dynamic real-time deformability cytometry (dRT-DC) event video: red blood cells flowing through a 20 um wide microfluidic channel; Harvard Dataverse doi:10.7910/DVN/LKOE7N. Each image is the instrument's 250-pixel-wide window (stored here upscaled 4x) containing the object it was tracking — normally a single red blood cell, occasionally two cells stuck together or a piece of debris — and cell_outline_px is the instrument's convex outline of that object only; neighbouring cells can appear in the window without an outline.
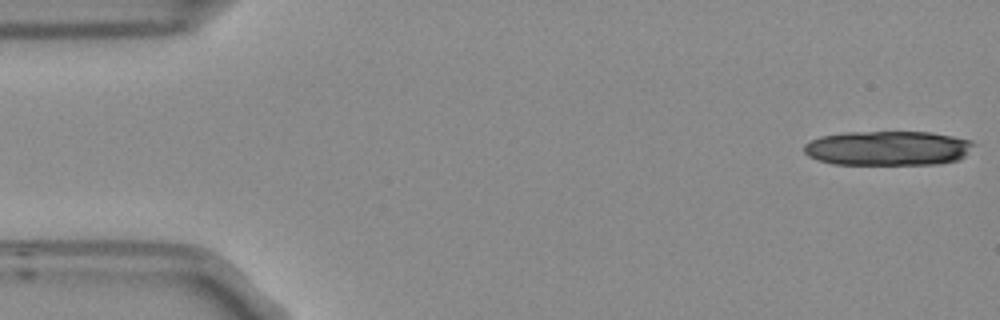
{"species": "Egyptian fruit bat (a non-hibernating species)", "species_latin": "Rousettus aegyptiacus", "temperature_condition": "room temperature", "stored_images_in_passage": 7, "camera_frame_rate_fps": 3000, "um_per_image_px": 0.085, "frame": {"image": 1, "passage_image": 1, "time_ms": 0.0, "image_size_px": [1000, 320], "cell_outline_px": [[976, 144], [960, 160], [940, 164], [832, 164], [816, 160], [808, 156], [804, 152], [804, 144], [808, 140], [820, 136], [844, 132], [932, 132], [972, 140]], "centroid_in_image_um": [75.45, 12.59], "position_along_channel_um": 9.5, "area_um2": 34.62}}